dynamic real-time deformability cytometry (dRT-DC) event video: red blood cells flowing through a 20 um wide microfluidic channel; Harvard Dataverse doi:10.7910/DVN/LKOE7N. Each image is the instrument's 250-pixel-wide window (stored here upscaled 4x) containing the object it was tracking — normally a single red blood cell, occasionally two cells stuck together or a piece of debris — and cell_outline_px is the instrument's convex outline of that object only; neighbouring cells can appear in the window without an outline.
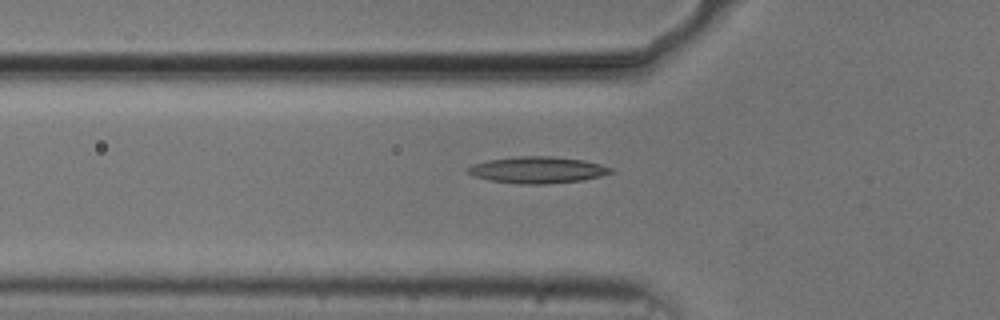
{"species": "common noctule bat (a hibernating species)", "species_latin": "Nyctalus noctula", "temperature_condition": "cold", "stored_images_in_passage": 37, "camera_frame_rate_fps": 3000, "um_per_image_px": 0.085, "animal": {"sex": "male", "body_mass_g": 20.5, "forearm_length_mm": 52.5}, "frame": {"image": 1, "passage_image": 6, "time_ms": 1.667, "image_size_px": [1000, 320], "cell_outline_px": [[616, 172], [584, 180], [548, 184], [520, 184], [488, 180], [476, 176], [468, 172], [468, 168], [472, 164], [488, 160], [516, 156], [552, 156], [584, 160], [600, 164], [612, 168]], "centroid_in_image_um": [45.73, 14.44], "position_along_channel_um": 80.1, "area_um2": 22.2}}
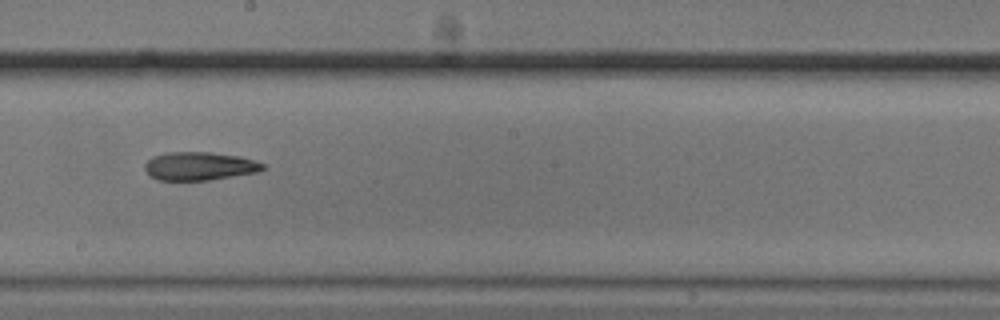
{"frame": {"image": 2, "passage_image": 18, "time_ms": 5.667, "image_size_px": [1000, 320], "cell_outline_px": [[268, 168], [256, 172], [208, 180], [156, 180], [144, 168], [144, 164], [152, 156], [168, 152], [212, 152], [240, 156], [264, 164]], "centroid_in_image_um": [16.95, 14.11], "position_along_channel_um": 231.3, "area_um2": 19.42}}
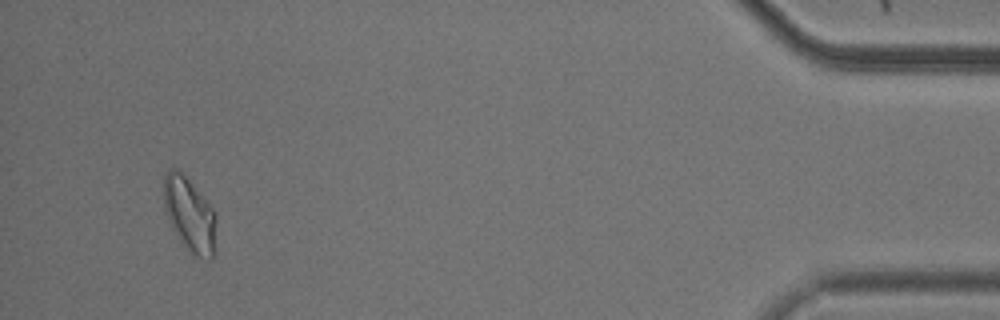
{"frame": {"image": 3, "passage_image": 36, "time_ms": 11.667, "image_size_px": [1000, 320], "cell_outline_px": [[216, 252], [212, 260], [208, 260], [196, 256], [188, 248], [172, 228], [164, 208], [164, 176], [168, 168], [176, 168], [184, 172], [216, 212]], "centroid_in_image_um": [16.15, 18.21], "position_along_channel_um": 419.0, "area_um2": 23.06}}